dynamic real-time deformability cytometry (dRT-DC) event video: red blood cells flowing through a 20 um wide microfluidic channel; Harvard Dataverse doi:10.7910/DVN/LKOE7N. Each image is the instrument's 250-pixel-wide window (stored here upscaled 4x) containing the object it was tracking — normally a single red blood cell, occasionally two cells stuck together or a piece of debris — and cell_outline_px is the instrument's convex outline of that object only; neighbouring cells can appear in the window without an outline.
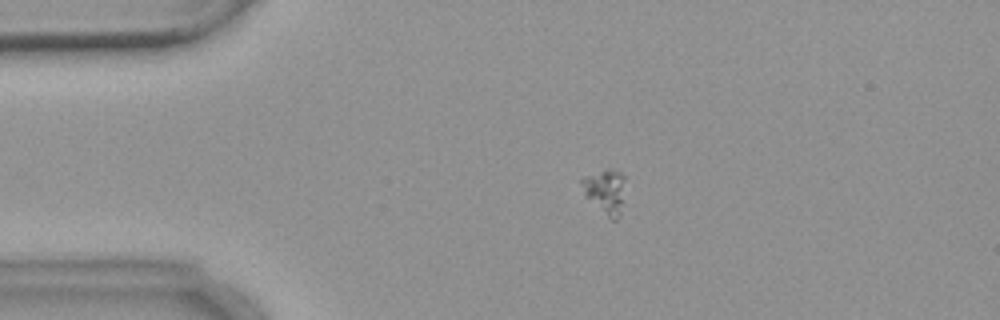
{"species": "common noctule bat (a hibernating species)", "species_latin": "Nyctalus noctula", "temperature_condition": "warm", "stored_images_in_passage": 3, "camera_frame_rate_fps": 3000, "um_per_image_px": 0.085, "animal": {"sex": "female", "body_mass_g": 18.4}, "frame": {"image": 1, "passage_image": 1, "time_ms": 0.0, "image_size_px": [1000, 320], "cell_outline_px": [[624, 176], [620, 216], [616, 220], [612, 220], [584, 196], [580, 180], [588, 176], [608, 168], [620, 172]], "centroid_in_image_um": [51.43, 16.27], "position_along_channel_um": 33.6, "area_um2": 10.92}}
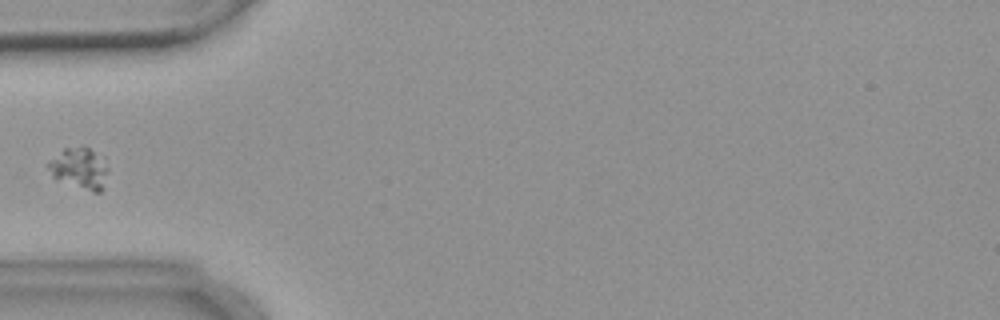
{"frame": {"image": 2, "passage_image": 3, "time_ms": 2.333, "image_size_px": [1000, 320], "cell_outline_px": [[108, 168], [100, 192], [92, 192], [52, 176], [48, 168], [48, 164], [64, 148], [84, 144], [104, 156]], "centroid_in_image_um": [6.81, 14.24], "position_along_channel_um": 78.2, "area_um2": 14.16}}